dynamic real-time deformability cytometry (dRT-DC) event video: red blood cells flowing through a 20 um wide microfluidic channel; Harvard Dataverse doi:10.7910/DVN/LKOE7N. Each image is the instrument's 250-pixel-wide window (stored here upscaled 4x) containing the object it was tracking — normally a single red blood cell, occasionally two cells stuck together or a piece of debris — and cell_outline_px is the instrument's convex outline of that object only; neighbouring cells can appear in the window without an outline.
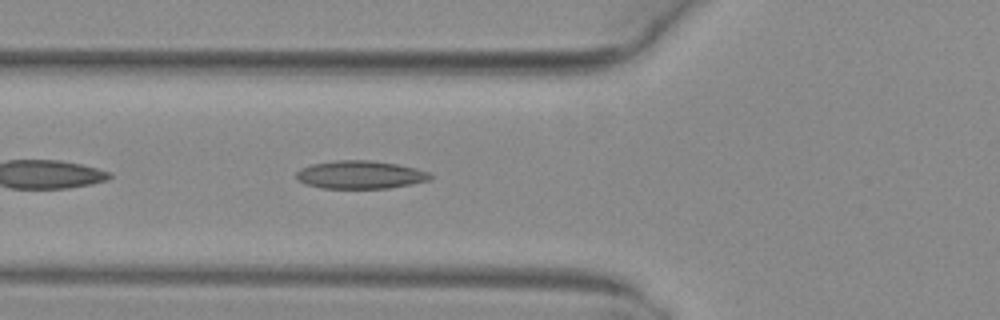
{"species": "common noctule bat (a hibernating species)", "species_latin": "Nyctalus noctula", "temperature_condition": "warm", "stored_images_in_passage": 32, "camera_frame_rate_fps": 3000, "um_per_image_px": 0.085, "animal": {"sex": "female", "body_mass_g": 29.2, "forearm_length_mm": 56.3}, "frame": {"image": 1, "passage_image": 4, "time_ms": 1.0, "image_size_px": [1000, 320], "cell_outline_px": [[432, 176], [428, 180], [412, 184], [388, 188], [320, 188], [304, 184], [296, 180], [296, 172], [300, 168], [312, 164], [336, 160], [372, 160], [396, 164], [416, 168], [428, 172]], "centroid_in_image_um": [30.57, 14.85], "position_along_channel_um": 95.2, "area_um2": 21.96}}
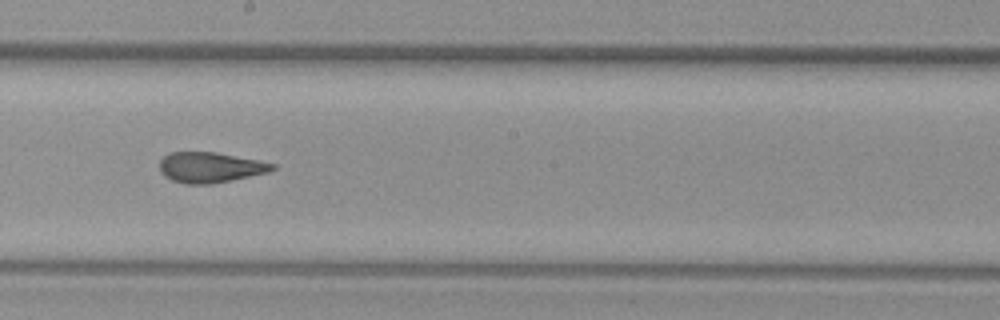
{"frame": {"image": 2, "passage_image": 14, "time_ms": 4.333, "image_size_px": [1000, 320], "cell_outline_px": [[276, 168], [268, 172], [212, 184], [184, 184], [172, 180], [164, 176], [160, 172], [160, 160], [168, 152], [216, 152], [276, 164]], "centroid_in_image_um": [17.83, 14.23], "position_along_channel_um": 230.4, "area_um2": 19.94}}
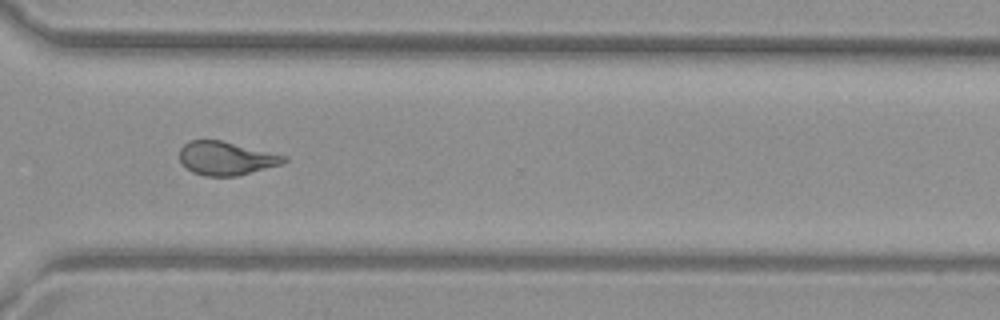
{"frame": {"image": 3, "passage_image": 23, "time_ms": 7.333, "image_size_px": [1000, 320], "cell_outline_px": [[288, 160], [280, 164], [236, 176], [204, 176], [192, 172], [184, 168], [180, 160], [180, 148], [188, 140], [220, 140], [288, 156]], "centroid_in_image_um": [19.18, 13.45], "position_along_channel_um": 351.4, "area_um2": 20.35}, "authors_computed_cell_mechanics": {"area_um2": 20.6057, "velocity_mm_per_s": 4.0415, "shape_relaxation_time_tau1_ms": null, "shape_relaxation_time_tau2_ms": 1.8567, "deformation_change_tau1": null, "deformation_change_tau2": 0.1049}}